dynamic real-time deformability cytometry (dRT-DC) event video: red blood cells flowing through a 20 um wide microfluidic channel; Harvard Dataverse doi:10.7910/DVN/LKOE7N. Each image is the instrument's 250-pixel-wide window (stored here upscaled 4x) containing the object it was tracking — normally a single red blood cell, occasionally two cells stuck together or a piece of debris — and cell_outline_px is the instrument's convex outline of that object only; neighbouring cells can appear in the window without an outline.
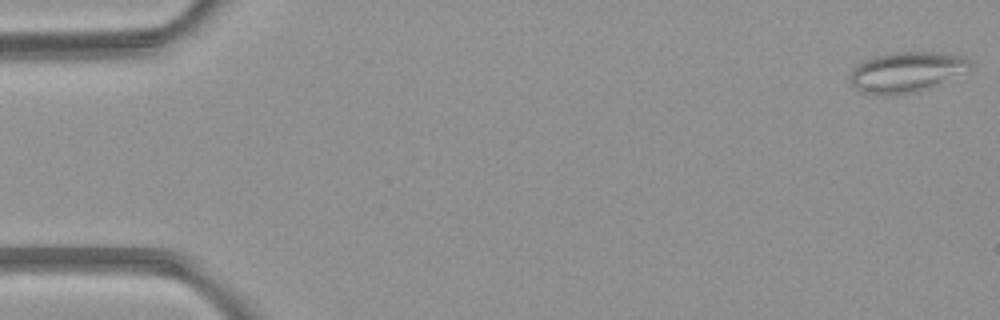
{"species": "common noctule bat (a hibernating species)", "species_latin": "Nyctalus noctula", "temperature_condition": "room temperature", "stored_images_in_passage": 5, "camera_frame_rate_fps": 3000, "um_per_image_px": 0.085, "animal": {"sex": "female", "body_mass_g": 21.9}, "frame": {"image": 1, "passage_image": 1, "time_ms": 0.0, "image_size_px": [1000, 320], "cell_outline_px": [[972, 68], [928, 88], [916, 92], [900, 96], [876, 96], [860, 92], [852, 84], [848, 76], [864, 60], [876, 56], [896, 52], [940, 52], [968, 56], [972, 60]], "centroid_in_image_um": [77.07, 6.14], "position_along_channel_um": 7.9, "area_um2": 28.55}}